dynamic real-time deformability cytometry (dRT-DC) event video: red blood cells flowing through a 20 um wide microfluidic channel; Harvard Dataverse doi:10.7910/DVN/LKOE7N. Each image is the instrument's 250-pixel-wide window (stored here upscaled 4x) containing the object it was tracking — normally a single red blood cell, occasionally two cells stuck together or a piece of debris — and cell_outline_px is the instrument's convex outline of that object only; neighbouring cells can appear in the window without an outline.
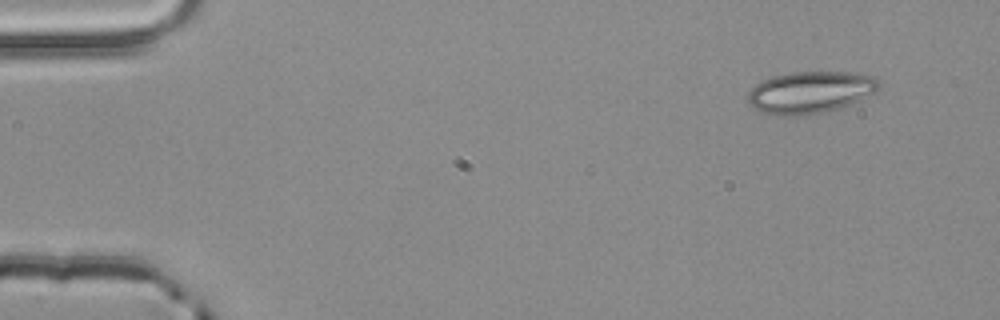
{"species": "common noctule bat (a hibernating species)", "species_latin": "Nyctalus noctula", "temperature_condition": "room temperature", "stored_images_in_passage": 3, "camera_frame_rate_fps": 3000, "um_per_image_px": 0.085, "animal": {"sex": "male", "body_mass_g": 20.4}, "frame": {"image": 1, "passage_image": 1, "time_ms": 0.0, "image_size_px": [1000, 320], "cell_outline_px": [[880, 88], [876, 92], [840, 108], [824, 112], [804, 116], [780, 116], [764, 112], [752, 108], [748, 104], [748, 92], [756, 84], [772, 76], [792, 72], [848, 72], [872, 76], [880, 80]], "centroid_in_image_um": [68.86, 7.85], "position_along_channel_um": 16.1, "area_um2": 32.19}}